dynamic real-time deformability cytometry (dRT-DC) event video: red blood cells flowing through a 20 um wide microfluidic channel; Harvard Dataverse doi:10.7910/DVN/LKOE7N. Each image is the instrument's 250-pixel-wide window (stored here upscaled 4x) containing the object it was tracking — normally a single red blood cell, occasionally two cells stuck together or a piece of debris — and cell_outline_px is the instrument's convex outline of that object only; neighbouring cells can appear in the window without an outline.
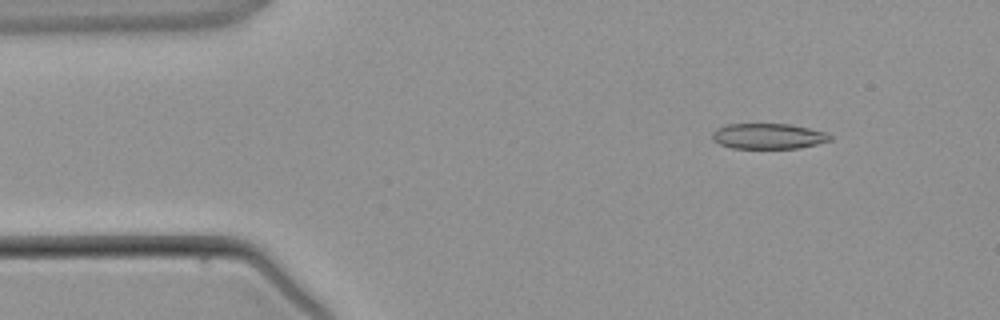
{"species": "common noctule bat (a hibernating species)", "species_latin": "Nyctalus noctula", "temperature_condition": "warm", "stored_images_in_passage": 4, "camera_frame_rate_fps": 3000, "um_per_image_px": 0.085, "animal": {"sex": "male", "body_mass_g": 21.5, "forearm_length_mm": 52.0}, "frame": {"image": 1, "passage_image": 1, "time_ms": 0.0, "image_size_px": [1000, 320], "cell_outline_px": [[832, 140], [800, 148], [732, 148], [720, 144], [712, 140], [712, 132], [716, 128], [728, 124], [788, 124], [808, 128], [824, 132], [832, 136]], "centroid_in_image_um": [65.28, 11.58], "position_along_channel_um": 19.7, "area_um2": 17.46}}
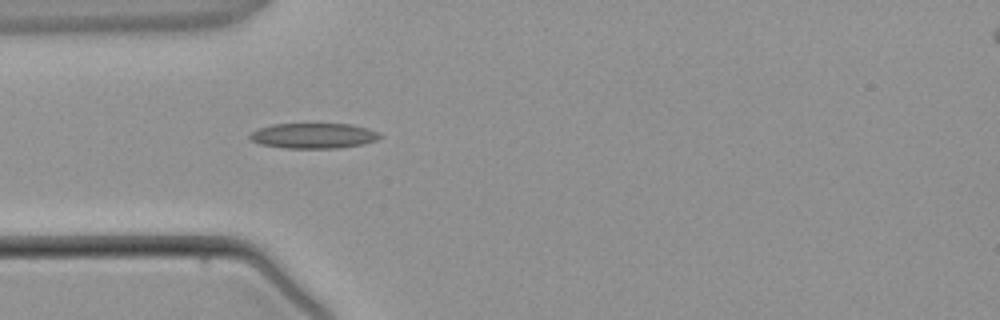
{"frame": {"image": 2, "passage_image": 3, "time_ms": 2.333, "image_size_px": [1000, 320], "cell_outline_px": [[380, 136], [376, 140], [364, 144], [336, 148], [284, 148], [260, 144], [248, 140], [248, 136], [256, 128], [272, 124], [352, 124], [380, 132]], "centroid_in_image_um": [26.59, 11.53], "position_along_channel_um": 58.4, "area_um2": 19.31}}